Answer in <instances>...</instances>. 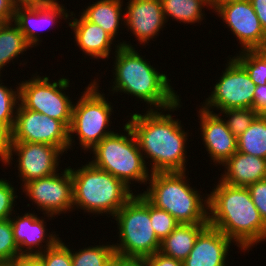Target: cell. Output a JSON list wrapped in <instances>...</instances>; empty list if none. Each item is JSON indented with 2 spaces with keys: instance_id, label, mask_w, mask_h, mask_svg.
I'll use <instances>...</instances> for the list:
<instances>
[{
  "instance_id": "83f0119b",
  "label": "cell",
  "mask_w": 266,
  "mask_h": 266,
  "mask_svg": "<svg viewBox=\"0 0 266 266\" xmlns=\"http://www.w3.org/2000/svg\"><path fill=\"white\" fill-rule=\"evenodd\" d=\"M233 57L245 68L255 85L266 84V49L239 50Z\"/></svg>"
},
{
  "instance_id": "7a4b0ae2",
  "label": "cell",
  "mask_w": 266,
  "mask_h": 266,
  "mask_svg": "<svg viewBox=\"0 0 266 266\" xmlns=\"http://www.w3.org/2000/svg\"><path fill=\"white\" fill-rule=\"evenodd\" d=\"M208 224L245 252L266 241V224L248 188L231 186L220 179L208 194Z\"/></svg>"
},
{
  "instance_id": "4316f807",
  "label": "cell",
  "mask_w": 266,
  "mask_h": 266,
  "mask_svg": "<svg viewBox=\"0 0 266 266\" xmlns=\"http://www.w3.org/2000/svg\"><path fill=\"white\" fill-rule=\"evenodd\" d=\"M115 255L113 244L88 246L75 252L71 249L72 266H109Z\"/></svg>"
},
{
  "instance_id": "b9f144b4",
  "label": "cell",
  "mask_w": 266,
  "mask_h": 266,
  "mask_svg": "<svg viewBox=\"0 0 266 266\" xmlns=\"http://www.w3.org/2000/svg\"><path fill=\"white\" fill-rule=\"evenodd\" d=\"M54 0H13L15 6H37L46 5Z\"/></svg>"
},
{
  "instance_id": "8d00e7d4",
  "label": "cell",
  "mask_w": 266,
  "mask_h": 266,
  "mask_svg": "<svg viewBox=\"0 0 266 266\" xmlns=\"http://www.w3.org/2000/svg\"><path fill=\"white\" fill-rule=\"evenodd\" d=\"M147 266H183V262L156 252L145 258Z\"/></svg>"
},
{
  "instance_id": "3957f363",
  "label": "cell",
  "mask_w": 266,
  "mask_h": 266,
  "mask_svg": "<svg viewBox=\"0 0 266 266\" xmlns=\"http://www.w3.org/2000/svg\"><path fill=\"white\" fill-rule=\"evenodd\" d=\"M126 42L114 44V81L110 91L135 96L149 105L148 110H166L174 106L180 97L170 84L171 80Z\"/></svg>"
},
{
  "instance_id": "603a6c76",
  "label": "cell",
  "mask_w": 266,
  "mask_h": 266,
  "mask_svg": "<svg viewBox=\"0 0 266 266\" xmlns=\"http://www.w3.org/2000/svg\"><path fill=\"white\" fill-rule=\"evenodd\" d=\"M123 5V0H99L89 4L80 14L88 21L101 26L115 39L121 28L119 25L125 24Z\"/></svg>"
},
{
  "instance_id": "ac0fdd59",
  "label": "cell",
  "mask_w": 266,
  "mask_h": 266,
  "mask_svg": "<svg viewBox=\"0 0 266 266\" xmlns=\"http://www.w3.org/2000/svg\"><path fill=\"white\" fill-rule=\"evenodd\" d=\"M22 215L10 217L14 239L22 257L36 256L52 247L60 239L56 232L55 234L50 233L45 228L46 218L43 216L42 219L37 214L35 215L34 212H27ZM48 231L49 234L47 233ZM42 243L45 244L43 245Z\"/></svg>"
},
{
  "instance_id": "d6986e66",
  "label": "cell",
  "mask_w": 266,
  "mask_h": 266,
  "mask_svg": "<svg viewBox=\"0 0 266 266\" xmlns=\"http://www.w3.org/2000/svg\"><path fill=\"white\" fill-rule=\"evenodd\" d=\"M232 242L220 230L208 225L198 235L183 266H227Z\"/></svg>"
},
{
  "instance_id": "e0dca14e",
  "label": "cell",
  "mask_w": 266,
  "mask_h": 266,
  "mask_svg": "<svg viewBox=\"0 0 266 266\" xmlns=\"http://www.w3.org/2000/svg\"><path fill=\"white\" fill-rule=\"evenodd\" d=\"M199 107L201 140L215 166H222L237 152V138L228 129L221 115Z\"/></svg>"
},
{
  "instance_id": "ab89813d",
  "label": "cell",
  "mask_w": 266,
  "mask_h": 266,
  "mask_svg": "<svg viewBox=\"0 0 266 266\" xmlns=\"http://www.w3.org/2000/svg\"><path fill=\"white\" fill-rule=\"evenodd\" d=\"M260 20L262 29L266 33V0H249Z\"/></svg>"
},
{
  "instance_id": "52a82bcc",
  "label": "cell",
  "mask_w": 266,
  "mask_h": 266,
  "mask_svg": "<svg viewBox=\"0 0 266 266\" xmlns=\"http://www.w3.org/2000/svg\"><path fill=\"white\" fill-rule=\"evenodd\" d=\"M112 219L117 221L119 235V243L113 244L115 254L146 258L160 250L151 225L150 202L141 193L134 194Z\"/></svg>"
},
{
  "instance_id": "9c48e42d",
  "label": "cell",
  "mask_w": 266,
  "mask_h": 266,
  "mask_svg": "<svg viewBox=\"0 0 266 266\" xmlns=\"http://www.w3.org/2000/svg\"><path fill=\"white\" fill-rule=\"evenodd\" d=\"M37 74L18 83L20 104L28 110L57 119L70 128L73 102L64 91L70 87L69 78L62 77L50 83L48 76L41 77Z\"/></svg>"
},
{
  "instance_id": "f1b7e54d",
  "label": "cell",
  "mask_w": 266,
  "mask_h": 266,
  "mask_svg": "<svg viewBox=\"0 0 266 266\" xmlns=\"http://www.w3.org/2000/svg\"><path fill=\"white\" fill-rule=\"evenodd\" d=\"M2 75H0L1 77ZM0 78V128L8 135L14 127L19 105V86L16 89L3 85Z\"/></svg>"
},
{
  "instance_id": "f6af8a7d",
  "label": "cell",
  "mask_w": 266,
  "mask_h": 266,
  "mask_svg": "<svg viewBox=\"0 0 266 266\" xmlns=\"http://www.w3.org/2000/svg\"><path fill=\"white\" fill-rule=\"evenodd\" d=\"M0 266H14V262H12V263H0Z\"/></svg>"
},
{
  "instance_id": "30bf717a",
  "label": "cell",
  "mask_w": 266,
  "mask_h": 266,
  "mask_svg": "<svg viewBox=\"0 0 266 266\" xmlns=\"http://www.w3.org/2000/svg\"><path fill=\"white\" fill-rule=\"evenodd\" d=\"M14 154L18 156L16 166L22 188L29 181L59 172L60 158L64 153L58 147L47 144L7 141L5 150L0 156L2 165L11 166Z\"/></svg>"
},
{
  "instance_id": "7bdbcfd3",
  "label": "cell",
  "mask_w": 266,
  "mask_h": 266,
  "mask_svg": "<svg viewBox=\"0 0 266 266\" xmlns=\"http://www.w3.org/2000/svg\"><path fill=\"white\" fill-rule=\"evenodd\" d=\"M8 141V135L0 128V156L5 150Z\"/></svg>"
},
{
  "instance_id": "44dd1931",
  "label": "cell",
  "mask_w": 266,
  "mask_h": 266,
  "mask_svg": "<svg viewBox=\"0 0 266 266\" xmlns=\"http://www.w3.org/2000/svg\"><path fill=\"white\" fill-rule=\"evenodd\" d=\"M222 166L225 169L219 179L231 186L247 187L266 179L265 159L261 157L237 151Z\"/></svg>"
},
{
  "instance_id": "5bb4252c",
  "label": "cell",
  "mask_w": 266,
  "mask_h": 266,
  "mask_svg": "<svg viewBox=\"0 0 266 266\" xmlns=\"http://www.w3.org/2000/svg\"><path fill=\"white\" fill-rule=\"evenodd\" d=\"M212 11L227 24L242 51L266 49V33L249 0H222Z\"/></svg>"
},
{
  "instance_id": "d590c367",
  "label": "cell",
  "mask_w": 266,
  "mask_h": 266,
  "mask_svg": "<svg viewBox=\"0 0 266 266\" xmlns=\"http://www.w3.org/2000/svg\"><path fill=\"white\" fill-rule=\"evenodd\" d=\"M252 109L258 112V117L266 119V84L256 86Z\"/></svg>"
},
{
  "instance_id": "8fae6325",
  "label": "cell",
  "mask_w": 266,
  "mask_h": 266,
  "mask_svg": "<svg viewBox=\"0 0 266 266\" xmlns=\"http://www.w3.org/2000/svg\"><path fill=\"white\" fill-rule=\"evenodd\" d=\"M213 91L201 105L207 111L252 108L255 83L245 68L234 58L229 57Z\"/></svg>"
},
{
  "instance_id": "277c9868",
  "label": "cell",
  "mask_w": 266,
  "mask_h": 266,
  "mask_svg": "<svg viewBox=\"0 0 266 266\" xmlns=\"http://www.w3.org/2000/svg\"><path fill=\"white\" fill-rule=\"evenodd\" d=\"M183 172L151 173L141 193L156 208L171 214L179 224L208 223V194L192 188ZM203 197V198H202Z\"/></svg>"
},
{
  "instance_id": "ee69618b",
  "label": "cell",
  "mask_w": 266,
  "mask_h": 266,
  "mask_svg": "<svg viewBox=\"0 0 266 266\" xmlns=\"http://www.w3.org/2000/svg\"><path fill=\"white\" fill-rule=\"evenodd\" d=\"M210 6V9H214L222 0H203Z\"/></svg>"
},
{
  "instance_id": "6da1fadb",
  "label": "cell",
  "mask_w": 266,
  "mask_h": 266,
  "mask_svg": "<svg viewBox=\"0 0 266 266\" xmlns=\"http://www.w3.org/2000/svg\"><path fill=\"white\" fill-rule=\"evenodd\" d=\"M181 104L180 99L166 110H146L143 115L136 112L126 122L137 139L144 161L150 159L151 173L183 172L187 169L186 137L189 133L182 128L179 119L165 113L179 110Z\"/></svg>"
},
{
  "instance_id": "e575fe53",
  "label": "cell",
  "mask_w": 266,
  "mask_h": 266,
  "mask_svg": "<svg viewBox=\"0 0 266 266\" xmlns=\"http://www.w3.org/2000/svg\"><path fill=\"white\" fill-rule=\"evenodd\" d=\"M252 201L266 224V179L247 186Z\"/></svg>"
},
{
  "instance_id": "60d3db41",
  "label": "cell",
  "mask_w": 266,
  "mask_h": 266,
  "mask_svg": "<svg viewBox=\"0 0 266 266\" xmlns=\"http://www.w3.org/2000/svg\"><path fill=\"white\" fill-rule=\"evenodd\" d=\"M14 266H43L42 263L35 257H21L14 261Z\"/></svg>"
},
{
  "instance_id": "7402d4cb",
  "label": "cell",
  "mask_w": 266,
  "mask_h": 266,
  "mask_svg": "<svg viewBox=\"0 0 266 266\" xmlns=\"http://www.w3.org/2000/svg\"><path fill=\"white\" fill-rule=\"evenodd\" d=\"M208 225V223L179 224L161 241L159 252L183 262L191 252L198 235Z\"/></svg>"
},
{
  "instance_id": "f35d334b",
  "label": "cell",
  "mask_w": 266,
  "mask_h": 266,
  "mask_svg": "<svg viewBox=\"0 0 266 266\" xmlns=\"http://www.w3.org/2000/svg\"><path fill=\"white\" fill-rule=\"evenodd\" d=\"M15 7L13 0H0V23L14 20Z\"/></svg>"
},
{
  "instance_id": "1f68e13d",
  "label": "cell",
  "mask_w": 266,
  "mask_h": 266,
  "mask_svg": "<svg viewBox=\"0 0 266 266\" xmlns=\"http://www.w3.org/2000/svg\"><path fill=\"white\" fill-rule=\"evenodd\" d=\"M35 257L43 266H72L71 249L61 238L52 247Z\"/></svg>"
},
{
  "instance_id": "cb8c5ba5",
  "label": "cell",
  "mask_w": 266,
  "mask_h": 266,
  "mask_svg": "<svg viewBox=\"0 0 266 266\" xmlns=\"http://www.w3.org/2000/svg\"><path fill=\"white\" fill-rule=\"evenodd\" d=\"M32 47L12 21L0 23V75L3 68Z\"/></svg>"
},
{
  "instance_id": "4dcf8cb0",
  "label": "cell",
  "mask_w": 266,
  "mask_h": 266,
  "mask_svg": "<svg viewBox=\"0 0 266 266\" xmlns=\"http://www.w3.org/2000/svg\"><path fill=\"white\" fill-rule=\"evenodd\" d=\"M21 257L10 218L0 220V263H12Z\"/></svg>"
},
{
  "instance_id": "ba28073f",
  "label": "cell",
  "mask_w": 266,
  "mask_h": 266,
  "mask_svg": "<svg viewBox=\"0 0 266 266\" xmlns=\"http://www.w3.org/2000/svg\"><path fill=\"white\" fill-rule=\"evenodd\" d=\"M98 78L91 80L77 103L73 104L72 121L69 128V149L73 147L75 137L79 139L81 150L89 151L103 138L114 133L110 129L113 106L99 91ZM101 92V93H100ZM111 121V122H110ZM76 133V134H75ZM75 135V136H74ZM73 138V139H72Z\"/></svg>"
},
{
  "instance_id": "8992f818",
  "label": "cell",
  "mask_w": 266,
  "mask_h": 266,
  "mask_svg": "<svg viewBox=\"0 0 266 266\" xmlns=\"http://www.w3.org/2000/svg\"><path fill=\"white\" fill-rule=\"evenodd\" d=\"M123 127L126 134L114 132L90 150L94 156L89 162L122 180L129 188L137 182L147 186L151 172L132 129L127 123Z\"/></svg>"
},
{
  "instance_id": "4fadbf2b",
  "label": "cell",
  "mask_w": 266,
  "mask_h": 266,
  "mask_svg": "<svg viewBox=\"0 0 266 266\" xmlns=\"http://www.w3.org/2000/svg\"><path fill=\"white\" fill-rule=\"evenodd\" d=\"M22 189L44 217L53 218L73 211V180L69 166L61 174L29 181Z\"/></svg>"
},
{
  "instance_id": "74e56055",
  "label": "cell",
  "mask_w": 266,
  "mask_h": 266,
  "mask_svg": "<svg viewBox=\"0 0 266 266\" xmlns=\"http://www.w3.org/2000/svg\"><path fill=\"white\" fill-rule=\"evenodd\" d=\"M109 266H147V263L143 257H125L115 254Z\"/></svg>"
},
{
  "instance_id": "836d02e7",
  "label": "cell",
  "mask_w": 266,
  "mask_h": 266,
  "mask_svg": "<svg viewBox=\"0 0 266 266\" xmlns=\"http://www.w3.org/2000/svg\"><path fill=\"white\" fill-rule=\"evenodd\" d=\"M15 190L10 181L3 178L0 179V220L8 219L15 215V200L18 198Z\"/></svg>"
},
{
  "instance_id": "7c38bea8",
  "label": "cell",
  "mask_w": 266,
  "mask_h": 266,
  "mask_svg": "<svg viewBox=\"0 0 266 266\" xmlns=\"http://www.w3.org/2000/svg\"><path fill=\"white\" fill-rule=\"evenodd\" d=\"M8 141L47 144L66 153L69 149V128L63 122L28 110L19 103Z\"/></svg>"
},
{
  "instance_id": "5b68a950",
  "label": "cell",
  "mask_w": 266,
  "mask_h": 266,
  "mask_svg": "<svg viewBox=\"0 0 266 266\" xmlns=\"http://www.w3.org/2000/svg\"><path fill=\"white\" fill-rule=\"evenodd\" d=\"M70 168L73 180V210L83 209L93 215L113 216L134 195L122 180L101 170L89 161L81 167Z\"/></svg>"
},
{
  "instance_id": "9a60e30c",
  "label": "cell",
  "mask_w": 266,
  "mask_h": 266,
  "mask_svg": "<svg viewBox=\"0 0 266 266\" xmlns=\"http://www.w3.org/2000/svg\"><path fill=\"white\" fill-rule=\"evenodd\" d=\"M124 10L125 27L143 45L155 39L167 23L161 0H128Z\"/></svg>"
},
{
  "instance_id": "d4e9b609",
  "label": "cell",
  "mask_w": 266,
  "mask_h": 266,
  "mask_svg": "<svg viewBox=\"0 0 266 266\" xmlns=\"http://www.w3.org/2000/svg\"><path fill=\"white\" fill-rule=\"evenodd\" d=\"M161 2L166 22L172 17L179 23H200L205 20V13L202 9H205V7L210 8L203 0H161Z\"/></svg>"
},
{
  "instance_id": "ffe728a7",
  "label": "cell",
  "mask_w": 266,
  "mask_h": 266,
  "mask_svg": "<svg viewBox=\"0 0 266 266\" xmlns=\"http://www.w3.org/2000/svg\"><path fill=\"white\" fill-rule=\"evenodd\" d=\"M74 15V17H73ZM79 19L76 15L70 12L71 18L69 27L74 31V38L77 46L89 58L108 59L114 44V38L106 32L101 26L88 21L82 14ZM72 19V20H71Z\"/></svg>"
},
{
  "instance_id": "484cf974",
  "label": "cell",
  "mask_w": 266,
  "mask_h": 266,
  "mask_svg": "<svg viewBox=\"0 0 266 266\" xmlns=\"http://www.w3.org/2000/svg\"><path fill=\"white\" fill-rule=\"evenodd\" d=\"M237 151L266 158V119L257 117L250 126L237 137Z\"/></svg>"
},
{
  "instance_id": "2e32d148",
  "label": "cell",
  "mask_w": 266,
  "mask_h": 266,
  "mask_svg": "<svg viewBox=\"0 0 266 266\" xmlns=\"http://www.w3.org/2000/svg\"><path fill=\"white\" fill-rule=\"evenodd\" d=\"M64 6L57 0L46 5L16 6L13 22L20 28L28 44L35 47L42 42L40 32L55 25L59 18L69 19L70 11Z\"/></svg>"
},
{
  "instance_id": "f546056e",
  "label": "cell",
  "mask_w": 266,
  "mask_h": 266,
  "mask_svg": "<svg viewBox=\"0 0 266 266\" xmlns=\"http://www.w3.org/2000/svg\"><path fill=\"white\" fill-rule=\"evenodd\" d=\"M231 133L237 138L258 117V112L252 108L225 109L219 111Z\"/></svg>"
},
{
  "instance_id": "d6a6232c",
  "label": "cell",
  "mask_w": 266,
  "mask_h": 266,
  "mask_svg": "<svg viewBox=\"0 0 266 266\" xmlns=\"http://www.w3.org/2000/svg\"><path fill=\"white\" fill-rule=\"evenodd\" d=\"M151 225L158 240L163 241L178 225L176 219L165 210L156 208L150 203Z\"/></svg>"
}]
</instances>
